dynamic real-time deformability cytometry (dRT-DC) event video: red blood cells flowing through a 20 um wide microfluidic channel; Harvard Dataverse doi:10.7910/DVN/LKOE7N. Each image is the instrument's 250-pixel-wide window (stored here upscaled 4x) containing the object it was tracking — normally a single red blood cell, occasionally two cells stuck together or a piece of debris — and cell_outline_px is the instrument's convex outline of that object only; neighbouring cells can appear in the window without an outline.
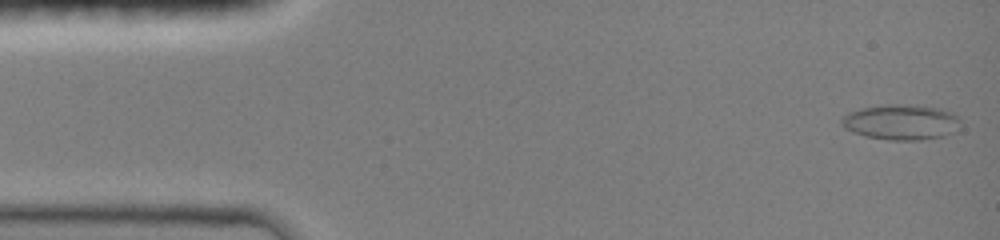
{"species": "common noctule bat (a hibernating species)", "species_latin": "Nyctalus noctula", "temperature_condition": "room temperature", "stored_images_in_passage": 71, "camera_frame_rate_fps": 3000, "um_per_image_px": 0.085, "animal": {"sex": "female", "body_mass_g": 19.0, "forearm_length_mm": 51.5}, "frame": {"image": 1, "passage_image": 1, "time_ms": 0.0, "image_size_px": [1000, 240], "cell_outline_px": [[960, 120], [952, 132], [944, 136], [920, 140], [888, 140], [864, 136], [852, 132], [844, 128], [840, 124], [840, 120], [848, 112], [860, 108], [884, 104], [924, 104], [940, 108], [952, 112]], "centroid_in_image_um": [76.55, 10.36], "position_along_channel_um": 8.5, "area_um2": 24.85}}
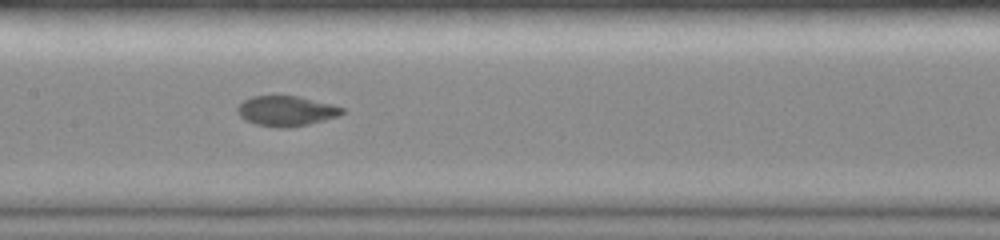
{"frame": {"image": 2, "passage_image": 27, "time_ms": 7.0, "image_size_px": [1000, 240], "cell_outline_px": [[344, 112], [336, 116], [324, 120], [308, 124], [288, 128], [284, 128], [256, 124], [240, 116], [236, 112], [236, 108], [244, 100], [252, 96], [296, 96], [332, 104], [344, 108]], "centroid_in_image_um": [24.32, 9.43], "position_along_channel_um": 183.1, "area_um2": 18.09}}
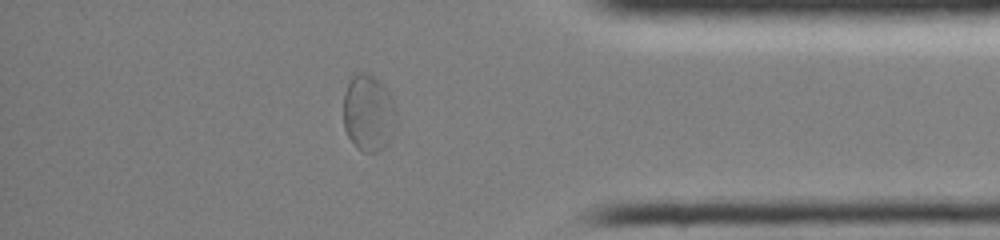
{"frame": {"image": 3, "passage_image": 58, "time_ms": 12.667, "image_size_px": [1000, 240], "cell_outline_px": [[396, 116], [388, 140], [376, 152], [364, 152], [348, 136], [344, 128], [344, 92], [352, 76], [360, 72], [364, 72], [372, 76], [388, 92], [392, 100], [396, 112]], "centroid_in_image_um": [31.28, 9.57], "position_along_channel_um": 403.9, "area_um2": 22.66}}